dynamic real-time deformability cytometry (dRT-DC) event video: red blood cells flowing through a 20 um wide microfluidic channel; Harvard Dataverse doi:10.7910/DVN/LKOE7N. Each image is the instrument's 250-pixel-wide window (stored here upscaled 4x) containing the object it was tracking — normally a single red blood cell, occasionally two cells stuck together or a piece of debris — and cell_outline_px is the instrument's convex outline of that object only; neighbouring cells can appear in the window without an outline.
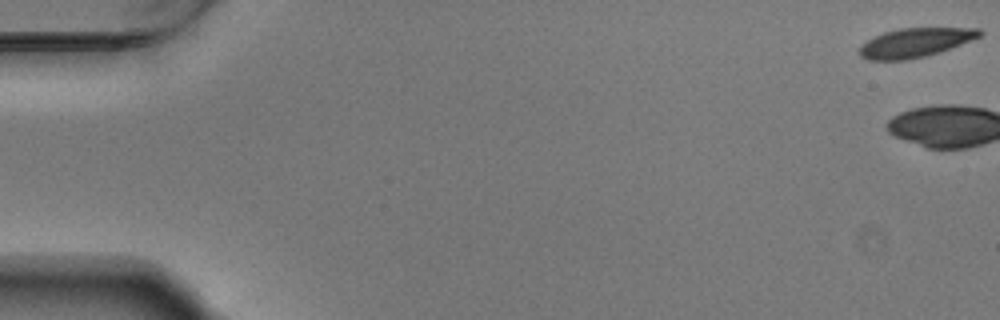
{"species": "Egyptian fruit bat (a non-hibernating species)", "species_latin": "Rousettus aegyptiacus", "temperature_condition": "warm", "stored_images_in_passage": 3, "camera_frame_rate_fps": 3000, "um_per_image_px": 0.085, "animal": {"sex": "male"}, "frame": {"image": 1, "passage_image": 1, "time_ms": 0.0, "image_size_px": [1000, 320], "cell_outline_px": [[984, 32], [980, 36], [940, 52], [924, 56], [904, 60], [868, 60], [860, 56], [860, 48], [868, 40], [884, 32], [900, 28], [980, 28]], "centroid_in_image_um": [77.8, 3.62], "position_along_channel_um": 7.2, "area_um2": 20.06}}